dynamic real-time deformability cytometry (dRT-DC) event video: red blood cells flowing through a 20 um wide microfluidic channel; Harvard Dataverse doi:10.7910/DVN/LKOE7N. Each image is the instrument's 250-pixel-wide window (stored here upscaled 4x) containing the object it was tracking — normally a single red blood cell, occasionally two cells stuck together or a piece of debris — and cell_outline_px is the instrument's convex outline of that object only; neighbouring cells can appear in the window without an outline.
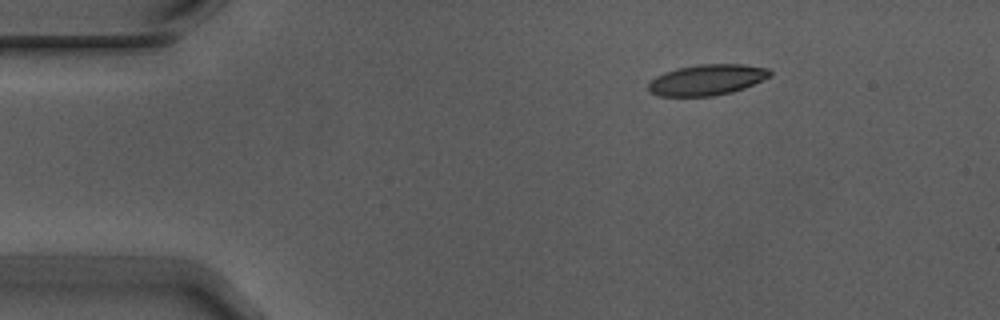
{"species": "Egyptian fruit bat (a non-hibernating species)", "species_latin": "Rousettus aegyptiacus", "temperature_condition": "warm", "stored_images_in_passage": 3, "camera_frame_rate_fps": 3000, "um_per_image_px": 0.085, "animal": {"sex": "male"}, "frame": {"image": 1, "passage_image": 1, "time_ms": 0.0, "image_size_px": [1000, 320], "cell_outline_px": [[772, 76], [744, 88], [732, 92], [712, 96], [660, 96], [652, 92], [648, 88], [648, 84], [656, 76], [664, 72], [680, 68], [700, 64], [744, 64], [768, 68], [772, 72]], "centroid_in_image_um": [60.13, 6.78], "position_along_channel_um": 24.9, "area_um2": 21.73}}